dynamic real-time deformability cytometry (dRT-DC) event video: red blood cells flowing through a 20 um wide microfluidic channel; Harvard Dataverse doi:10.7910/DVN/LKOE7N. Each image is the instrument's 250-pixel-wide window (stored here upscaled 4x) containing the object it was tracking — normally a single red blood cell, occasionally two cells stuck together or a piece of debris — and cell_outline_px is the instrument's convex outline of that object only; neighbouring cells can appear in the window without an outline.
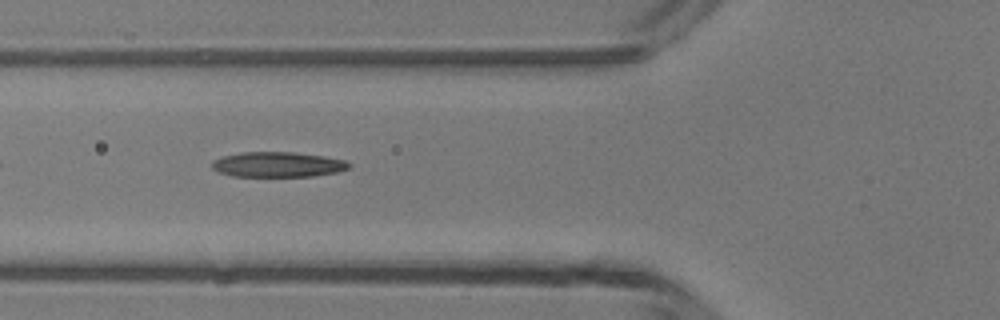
{"species": "common noctule bat (a hibernating species)", "species_latin": "Nyctalus noctula", "temperature_condition": "room temperature", "stored_images_in_passage": 4, "camera_frame_rate_fps": 3000, "um_per_image_px": 0.085, "animal": {"sex": "male", "body_mass_g": 13.3}, "frame": {"image": 1, "passage_image": 3, "time_ms": 2.333, "image_size_px": [1000, 320], "cell_outline_px": [[352, 164], [348, 168], [336, 172], [312, 176], [232, 176], [220, 172], [212, 168], [212, 160], [224, 156], [240, 152], [292, 152], [324, 156], [344, 160]], "centroid_in_image_um": [23.6, 13.98], "position_along_channel_um": 102.2, "area_um2": 19.94}}
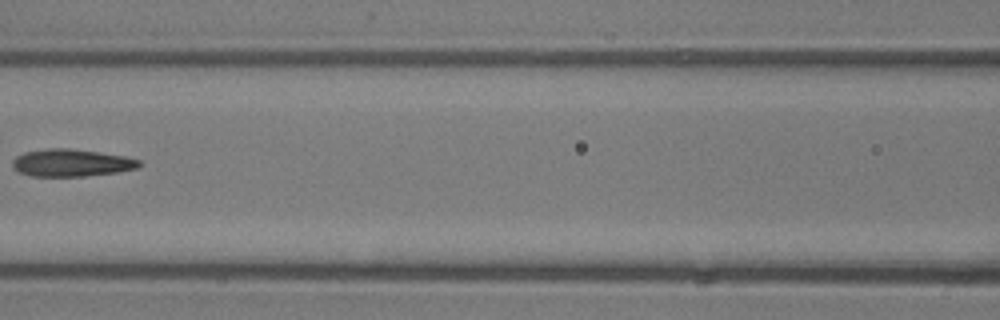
{"frame": {"image": 2, "passage_image": 4, "time_ms": 3.667, "image_size_px": [1000, 320], "cell_outline_px": [[140, 164], [136, 168], [116, 172], [84, 176], [32, 176], [20, 172], [12, 168], [12, 160], [16, 156], [24, 152], [48, 148], [68, 148], [124, 156], [140, 160]], "centroid_in_image_um": [6.01, 13.84], "position_along_channel_um": 160.6, "area_um2": 20.0}}